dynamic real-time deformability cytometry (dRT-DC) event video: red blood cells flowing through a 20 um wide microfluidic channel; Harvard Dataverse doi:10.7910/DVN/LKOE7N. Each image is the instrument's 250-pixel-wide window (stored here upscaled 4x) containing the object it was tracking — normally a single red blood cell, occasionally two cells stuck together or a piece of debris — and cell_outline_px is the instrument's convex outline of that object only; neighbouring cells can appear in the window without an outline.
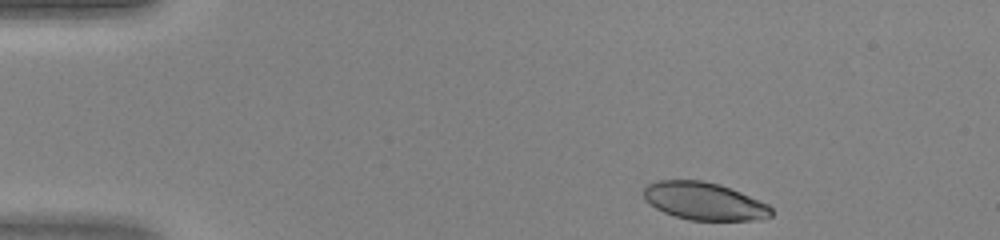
{"species": "human", "species_latin": "Homo sapiens", "temperature_condition": "warm", "stored_images_in_passage": 40, "camera_frame_rate_fps": 3000, "um_per_image_px": 0.085, "donor": {"sex": "female"}, "frame": {"image": 1, "passage_image": 1, "time_ms": 0.0, "image_size_px": [1000, 240], "cell_outline_px": [[772, 216], [764, 220], [688, 220], [664, 212], [656, 208], [644, 200], [644, 188], [648, 184], [656, 180], [700, 180], [720, 184], [740, 192], [768, 204], [772, 208]], "centroid_in_image_um": [59.86, 17.1], "position_along_channel_um": 25.1, "area_um2": 28.09}}
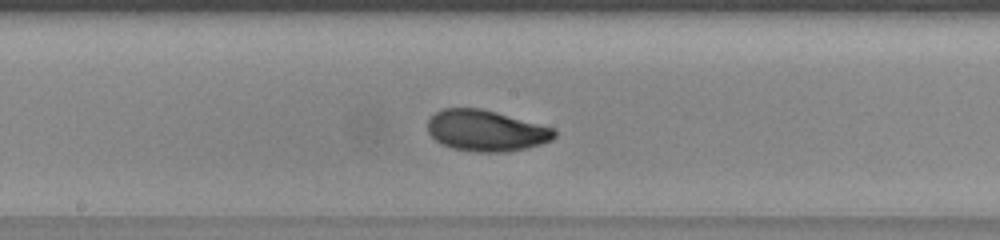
{"frame": {"image": 2, "passage_image": 19, "time_ms": 6.0, "image_size_px": [1000, 240], "cell_outline_px": [[556, 136], [552, 140], [528, 148], [508, 152], [476, 152], [452, 148], [440, 144], [428, 132], [428, 120], [436, 112], [444, 108], [480, 108], [496, 112], [556, 128]], "centroid_in_image_um": [41.34, 11.11], "position_along_channel_um": 206.9, "area_um2": 30.52}}
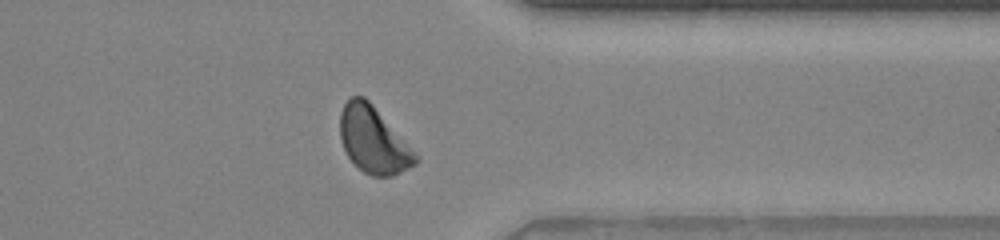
{"frame": {"image": 3, "passage_image": 31, "time_ms": 10.0, "image_size_px": [1000, 240], "cell_outline_px": [[420, 160], [416, 164], [392, 176], [372, 176], [364, 172], [348, 156], [340, 140], [340, 112], [344, 104], [352, 96], [364, 96], [372, 104], [420, 156]], "centroid_in_image_um": [31.76, 11.91], "position_along_channel_um": 379.6, "area_um2": 29.07}}